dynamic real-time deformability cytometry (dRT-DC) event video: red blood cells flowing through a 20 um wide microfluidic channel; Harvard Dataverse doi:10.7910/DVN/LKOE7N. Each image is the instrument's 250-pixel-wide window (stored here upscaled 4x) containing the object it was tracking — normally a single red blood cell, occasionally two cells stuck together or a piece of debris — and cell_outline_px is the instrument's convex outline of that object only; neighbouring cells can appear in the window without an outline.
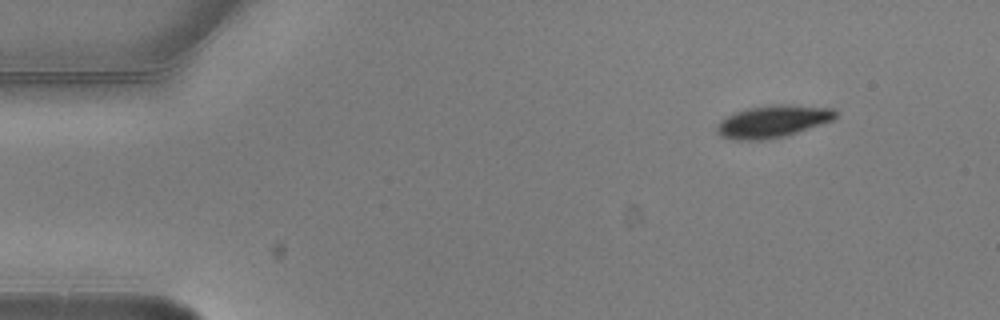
{"species": "common noctule bat (a hibernating species)", "species_latin": "Nyctalus noctula", "temperature_condition": "warm", "stored_images_in_passage": 6, "segment_of_instrument_passage": [2, 2], "camera_frame_rate_fps": 3000, "um_per_image_px": 0.085, "animal": {"sex": "male", "body_mass_g": 20.5, "forearm_length_mm": 52.5}, "frame": {"image": 1, "passage_image": 6, "time_ms": 1.667, "image_size_px": [1000, 320], "cell_outline_px": [[836, 116], [832, 120], [784, 136], [764, 140], [732, 140], [720, 136], [716, 132], [716, 124], [720, 120], [736, 112], [748, 108], [780, 104], [784, 104], [832, 108], [836, 112]], "centroid_in_image_um": [65.62, 10.33], "position_along_channel_um": 19.4, "area_um2": 22.02}}